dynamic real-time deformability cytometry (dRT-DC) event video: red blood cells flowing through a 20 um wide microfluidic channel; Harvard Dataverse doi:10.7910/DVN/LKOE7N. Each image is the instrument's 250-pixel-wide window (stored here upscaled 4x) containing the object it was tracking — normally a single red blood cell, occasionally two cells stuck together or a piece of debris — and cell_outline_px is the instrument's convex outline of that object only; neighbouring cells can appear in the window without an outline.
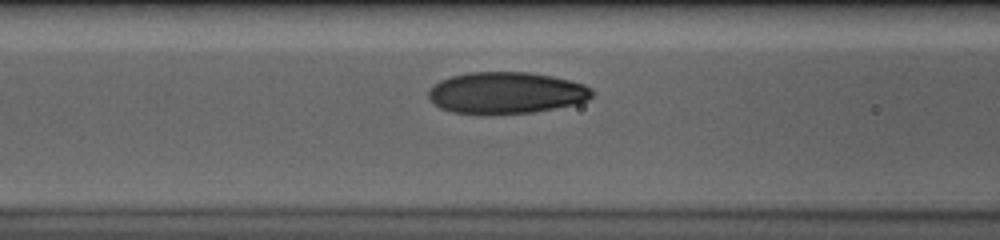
{"species": "human", "species_latin": "Homo sapiens", "temperature_condition": "cold", "stored_images_in_passage": 25, "camera_frame_rate_fps": 3000, "um_per_image_px": 0.085, "donor": {"sex": "male"}, "frame": {"image": 1, "passage_image": 9, "time_ms": 2.667, "image_size_px": [1000, 240], "cell_outline_px": [[596, 92], [588, 100], [576, 104], [532, 112], [452, 112], [440, 108], [428, 96], [428, 88], [440, 80], [452, 76], [468, 72], [528, 72], [552, 76], [584, 84], [592, 88]], "centroid_in_image_um": [43.06, 7.86], "position_along_channel_um": 123.5, "area_um2": 39.13}}
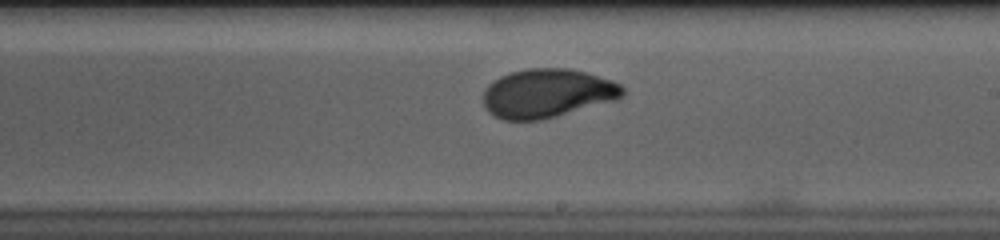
{"frame": {"image": 2, "passage_image": 19, "time_ms": 6.0, "image_size_px": [1000, 240], "cell_outline_px": [[624, 96], [616, 100], [556, 116], [540, 120], [504, 120], [488, 112], [484, 104], [484, 88], [492, 80], [500, 76], [512, 72], [528, 68], [568, 68], [588, 72], [612, 80], [620, 84], [624, 88]], "centroid_in_image_um": [46.53, 7.92], "position_along_channel_um": 242.5, "area_um2": 39.82}}
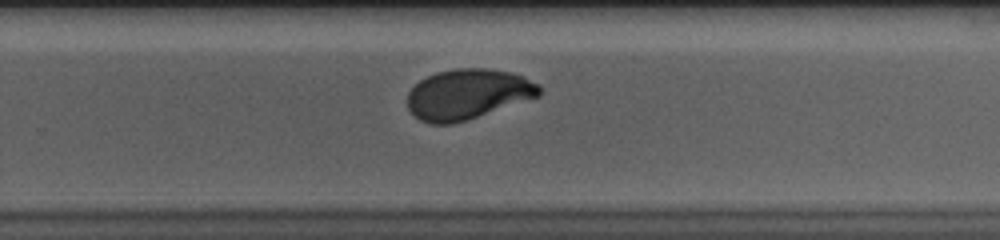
{"frame": {"image": 3, "passage_image": 23, "time_ms": 7.333, "image_size_px": [1000, 240], "cell_outline_px": [[540, 96], [452, 124], [428, 124], [420, 120], [408, 108], [408, 92], [420, 80], [436, 72], [460, 68], [488, 68], [512, 72], [524, 76], [540, 84]], "centroid_in_image_um": [39.77, 7.99], "position_along_channel_um": 290.0, "area_um2": 38.44}}